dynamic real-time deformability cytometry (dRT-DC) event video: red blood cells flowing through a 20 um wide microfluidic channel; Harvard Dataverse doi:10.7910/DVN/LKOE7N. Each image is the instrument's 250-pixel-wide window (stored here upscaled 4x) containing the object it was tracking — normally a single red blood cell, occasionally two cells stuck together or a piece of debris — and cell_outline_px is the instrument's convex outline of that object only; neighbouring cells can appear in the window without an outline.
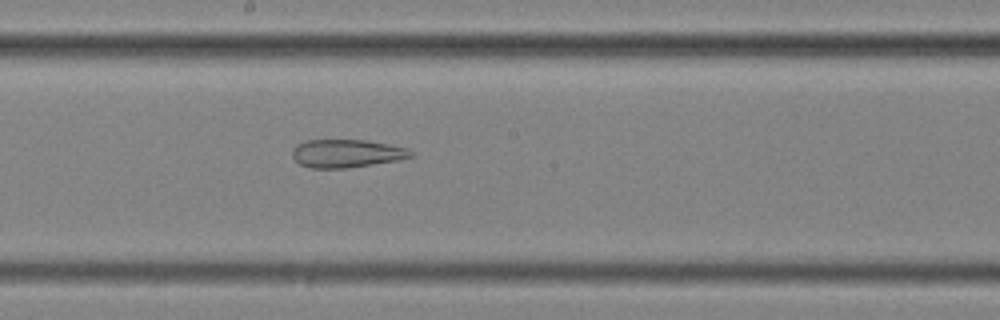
{"species": "common noctule bat (a hibernating species)", "species_latin": "Nyctalus noctula", "temperature_condition": "cold", "stored_images_in_passage": 46, "camera_frame_rate_fps": 3000, "um_per_image_px": 0.085, "animal": {"sex": "female", "body_mass_g": 25.1}, "frame": {"image": 1, "passage_image": 21, "time_ms": 6.667, "image_size_px": [1000, 320], "cell_outline_px": [[412, 156], [400, 160], [348, 168], [312, 168], [300, 164], [292, 156], [292, 148], [296, 144], [308, 140], [364, 140], [388, 144], [408, 148], [412, 152]], "centroid_in_image_um": [29.45, 13.04], "position_along_channel_um": 218.7, "area_um2": 19.42}}
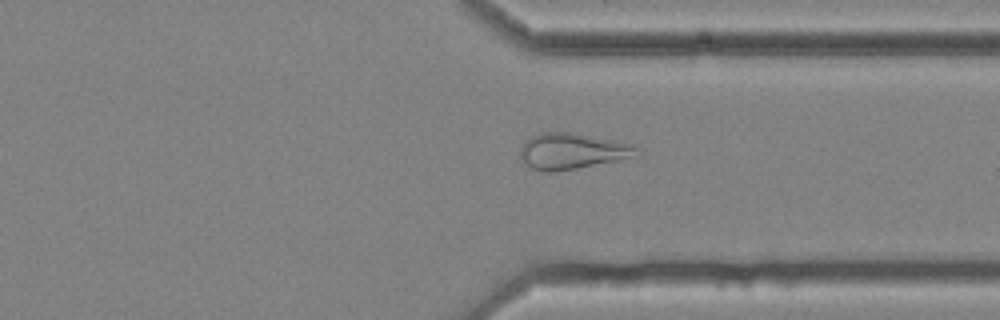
{"frame": {"image": 2, "passage_image": 33, "time_ms": 10.667, "image_size_px": [1000, 320], "cell_outline_px": [[640, 156], [620, 160], [556, 172], [544, 172], [532, 168], [520, 156], [520, 148], [524, 140], [532, 136], [544, 132], [572, 132], [636, 144]], "centroid_in_image_um": [48.68, 12.84], "position_along_channel_um": 362.7, "area_um2": 24.68}}
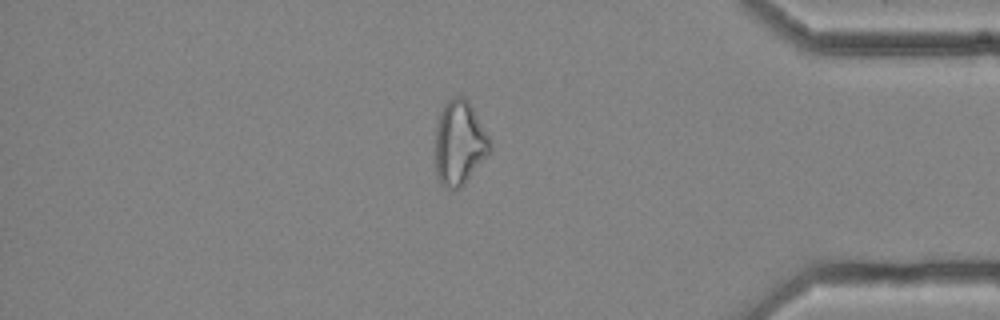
{"frame": {"image": 3, "passage_image": 38, "time_ms": 12.333, "image_size_px": [1000, 320], "cell_outline_px": [[492, 152], [464, 184], [460, 188], [448, 188], [440, 180], [436, 172], [436, 128], [444, 104], [452, 96], [464, 96], [468, 100], [488, 136], [492, 144]], "centroid_in_image_um": [39.08, 12.14], "position_along_channel_um": 396.1, "area_um2": 26.65}, "authors_computed_cell_mechanics": {"area_um2": 26.6458, "velocity_mm_per_s": 3.5833, "shape_relaxation_time_tau1_ms": null, "shape_relaxation_time_tau2_ms": 3.8793, "deformation_change_tau1": null, "deformation_change_tau2": 0.1367}}